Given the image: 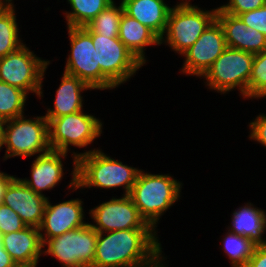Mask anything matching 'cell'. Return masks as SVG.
Wrapping results in <instances>:
<instances>
[{
	"instance_id": "6da1fadb",
	"label": "cell",
	"mask_w": 266,
	"mask_h": 267,
	"mask_svg": "<svg viewBox=\"0 0 266 267\" xmlns=\"http://www.w3.org/2000/svg\"><path fill=\"white\" fill-rule=\"evenodd\" d=\"M156 232L153 228L97 232L92 267H136L151 261L163 249Z\"/></svg>"
},
{
	"instance_id": "7a4b0ae2",
	"label": "cell",
	"mask_w": 266,
	"mask_h": 267,
	"mask_svg": "<svg viewBox=\"0 0 266 267\" xmlns=\"http://www.w3.org/2000/svg\"><path fill=\"white\" fill-rule=\"evenodd\" d=\"M73 158L72 180L68 188L111 189L124 187V194L129 195L141 169L123 164L121 161L102 152V149L75 153Z\"/></svg>"
},
{
	"instance_id": "3957f363",
	"label": "cell",
	"mask_w": 266,
	"mask_h": 267,
	"mask_svg": "<svg viewBox=\"0 0 266 267\" xmlns=\"http://www.w3.org/2000/svg\"><path fill=\"white\" fill-rule=\"evenodd\" d=\"M140 170L129 196L141 217L154 230L164 212L180 198L183 184L169 174H150Z\"/></svg>"
},
{
	"instance_id": "277c9868",
	"label": "cell",
	"mask_w": 266,
	"mask_h": 267,
	"mask_svg": "<svg viewBox=\"0 0 266 267\" xmlns=\"http://www.w3.org/2000/svg\"><path fill=\"white\" fill-rule=\"evenodd\" d=\"M216 15L217 8L204 11L197 5H192L190 1H181L173 6L169 13L167 27L163 37L160 38V44L165 43L182 55L216 20Z\"/></svg>"
},
{
	"instance_id": "5b68a950",
	"label": "cell",
	"mask_w": 266,
	"mask_h": 267,
	"mask_svg": "<svg viewBox=\"0 0 266 267\" xmlns=\"http://www.w3.org/2000/svg\"><path fill=\"white\" fill-rule=\"evenodd\" d=\"M4 145L6 152L3 160L16 156L27 158L50 151L48 120L44 116L26 119L22 115L5 121Z\"/></svg>"
},
{
	"instance_id": "8992f818",
	"label": "cell",
	"mask_w": 266,
	"mask_h": 267,
	"mask_svg": "<svg viewBox=\"0 0 266 267\" xmlns=\"http://www.w3.org/2000/svg\"><path fill=\"white\" fill-rule=\"evenodd\" d=\"M254 56L253 53L227 47L202 76L207 87L221 94L238 88L243 98L249 99Z\"/></svg>"
},
{
	"instance_id": "52a82bcc",
	"label": "cell",
	"mask_w": 266,
	"mask_h": 267,
	"mask_svg": "<svg viewBox=\"0 0 266 267\" xmlns=\"http://www.w3.org/2000/svg\"><path fill=\"white\" fill-rule=\"evenodd\" d=\"M71 50L64 72L75 76L93 90L114 89L116 86L101 72L99 53L92 42V36L83 27H67Z\"/></svg>"
},
{
	"instance_id": "ba28073f",
	"label": "cell",
	"mask_w": 266,
	"mask_h": 267,
	"mask_svg": "<svg viewBox=\"0 0 266 267\" xmlns=\"http://www.w3.org/2000/svg\"><path fill=\"white\" fill-rule=\"evenodd\" d=\"M50 64L48 60L37 57L23 44L16 51L0 58V81L13 87L43 97L42 80Z\"/></svg>"
},
{
	"instance_id": "9c48e42d",
	"label": "cell",
	"mask_w": 266,
	"mask_h": 267,
	"mask_svg": "<svg viewBox=\"0 0 266 267\" xmlns=\"http://www.w3.org/2000/svg\"><path fill=\"white\" fill-rule=\"evenodd\" d=\"M103 123L83 110L53 118L49 122V144L51 150L68 153L69 146L83 148L102 134Z\"/></svg>"
},
{
	"instance_id": "30bf717a",
	"label": "cell",
	"mask_w": 266,
	"mask_h": 267,
	"mask_svg": "<svg viewBox=\"0 0 266 267\" xmlns=\"http://www.w3.org/2000/svg\"><path fill=\"white\" fill-rule=\"evenodd\" d=\"M97 244V231L88 223L43 243L42 254L52 255L63 267H92Z\"/></svg>"
},
{
	"instance_id": "8fae6325",
	"label": "cell",
	"mask_w": 266,
	"mask_h": 267,
	"mask_svg": "<svg viewBox=\"0 0 266 267\" xmlns=\"http://www.w3.org/2000/svg\"><path fill=\"white\" fill-rule=\"evenodd\" d=\"M97 54L101 72L116 86L128 81L143 64L132 55L118 37L109 38L88 32Z\"/></svg>"
},
{
	"instance_id": "7c38bea8",
	"label": "cell",
	"mask_w": 266,
	"mask_h": 267,
	"mask_svg": "<svg viewBox=\"0 0 266 267\" xmlns=\"http://www.w3.org/2000/svg\"><path fill=\"white\" fill-rule=\"evenodd\" d=\"M89 211L91 219L96 223L90 225L97 232L152 228L141 217L129 195H122L121 198L113 197Z\"/></svg>"
},
{
	"instance_id": "4fadbf2b",
	"label": "cell",
	"mask_w": 266,
	"mask_h": 267,
	"mask_svg": "<svg viewBox=\"0 0 266 267\" xmlns=\"http://www.w3.org/2000/svg\"><path fill=\"white\" fill-rule=\"evenodd\" d=\"M226 48L223 29L215 20L200 35L199 39L182 54L185 61L181 72L202 77Z\"/></svg>"
},
{
	"instance_id": "5bb4252c",
	"label": "cell",
	"mask_w": 266,
	"mask_h": 267,
	"mask_svg": "<svg viewBox=\"0 0 266 267\" xmlns=\"http://www.w3.org/2000/svg\"><path fill=\"white\" fill-rule=\"evenodd\" d=\"M82 205L83 201L79 198L59 202L56 205H52L48 198L42 222L38 227L42 244L47 239L87 225L88 222H84L85 213Z\"/></svg>"
},
{
	"instance_id": "9a60e30c",
	"label": "cell",
	"mask_w": 266,
	"mask_h": 267,
	"mask_svg": "<svg viewBox=\"0 0 266 267\" xmlns=\"http://www.w3.org/2000/svg\"><path fill=\"white\" fill-rule=\"evenodd\" d=\"M48 197L35 193L21 178H15L8 186L3 204L13 209L27 226L39 227Z\"/></svg>"
},
{
	"instance_id": "2e32d148",
	"label": "cell",
	"mask_w": 266,
	"mask_h": 267,
	"mask_svg": "<svg viewBox=\"0 0 266 267\" xmlns=\"http://www.w3.org/2000/svg\"><path fill=\"white\" fill-rule=\"evenodd\" d=\"M216 20L223 29L227 47L253 54L266 49V36L247 26L239 16L227 14L218 7Z\"/></svg>"
},
{
	"instance_id": "e0dca14e",
	"label": "cell",
	"mask_w": 266,
	"mask_h": 267,
	"mask_svg": "<svg viewBox=\"0 0 266 267\" xmlns=\"http://www.w3.org/2000/svg\"><path fill=\"white\" fill-rule=\"evenodd\" d=\"M4 249L18 267H37L43 244L37 227L26 226L20 231L1 235Z\"/></svg>"
},
{
	"instance_id": "ac0fdd59",
	"label": "cell",
	"mask_w": 266,
	"mask_h": 267,
	"mask_svg": "<svg viewBox=\"0 0 266 267\" xmlns=\"http://www.w3.org/2000/svg\"><path fill=\"white\" fill-rule=\"evenodd\" d=\"M67 153L50 150L36 156L31 167V179H21L35 193L44 195L42 191L54 188L62 179L63 163ZM63 158V159H62Z\"/></svg>"
},
{
	"instance_id": "d6986e66",
	"label": "cell",
	"mask_w": 266,
	"mask_h": 267,
	"mask_svg": "<svg viewBox=\"0 0 266 267\" xmlns=\"http://www.w3.org/2000/svg\"><path fill=\"white\" fill-rule=\"evenodd\" d=\"M124 13L151 29L159 38L167 27L169 7L164 0H121Z\"/></svg>"
},
{
	"instance_id": "ffe728a7",
	"label": "cell",
	"mask_w": 266,
	"mask_h": 267,
	"mask_svg": "<svg viewBox=\"0 0 266 267\" xmlns=\"http://www.w3.org/2000/svg\"><path fill=\"white\" fill-rule=\"evenodd\" d=\"M93 90L89 85L79 78L63 73L61 83L56 91L54 99V108H48L44 117L48 123L53 118L73 114L83 110V97L81 92Z\"/></svg>"
},
{
	"instance_id": "44dd1931",
	"label": "cell",
	"mask_w": 266,
	"mask_h": 267,
	"mask_svg": "<svg viewBox=\"0 0 266 267\" xmlns=\"http://www.w3.org/2000/svg\"><path fill=\"white\" fill-rule=\"evenodd\" d=\"M118 38L143 65L146 63L145 47L161 45L160 38L151 29L124 12L120 19Z\"/></svg>"
},
{
	"instance_id": "7402d4cb",
	"label": "cell",
	"mask_w": 266,
	"mask_h": 267,
	"mask_svg": "<svg viewBox=\"0 0 266 267\" xmlns=\"http://www.w3.org/2000/svg\"><path fill=\"white\" fill-rule=\"evenodd\" d=\"M230 232L247 237L254 245H266V211L250 202L232 213Z\"/></svg>"
},
{
	"instance_id": "603a6c76",
	"label": "cell",
	"mask_w": 266,
	"mask_h": 267,
	"mask_svg": "<svg viewBox=\"0 0 266 267\" xmlns=\"http://www.w3.org/2000/svg\"><path fill=\"white\" fill-rule=\"evenodd\" d=\"M114 0H67L71 11L66 12L67 27H85Z\"/></svg>"
},
{
	"instance_id": "cb8c5ba5",
	"label": "cell",
	"mask_w": 266,
	"mask_h": 267,
	"mask_svg": "<svg viewBox=\"0 0 266 267\" xmlns=\"http://www.w3.org/2000/svg\"><path fill=\"white\" fill-rule=\"evenodd\" d=\"M15 8L7 6L0 13V58L16 51L24 43L19 38Z\"/></svg>"
},
{
	"instance_id": "d4e9b609",
	"label": "cell",
	"mask_w": 266,
	"mask_h": 267,
	"mask_svg": "<svg viewBox=\"0 0 266 267\" xmlns=\"http://www.w3.org/2000/svg\"><path fill=\"white\" fill-rule=\"evenodd\" d=\"M123 12L122 4L120 3L117 6L113 1L83 28L87 32L109 36V38L118 37L119 24Z\"/></svg>"
},
{
	"instance_id": "484cf974",
	"label": "cell",
	"mask_w": 266,
	"mask_h": 267,
	"mask_svg": "<svg viewBox=\"0 0 266 267\" xmlns=\"http://www.w3.org/2000/svg\"><path fill=\"white\" fill-rule=\"evenodd\" d=\"M28 93L0 81V119L4 121L22 116Z\"/></svg>"
},
{
	"instance_id": "4316f807",
	"label": "cell",
	"mask_w": 266,
	"mask_h": 267,
	"mask_svg": "<svg viewBox=\"0 0 266 267\" xmlns=\"http://www.w3.org/2000/svg\"><path fill=\"white\" fill-rule=\"evenodd\" d=\"M224 236L223 250L227 254L232 267H245L252 256L254 245L247 237L237 235L228 230Z\"/></svg>"
},
{
	"instance_id": "83f0119b",
	"label": "cell",
	"mask_w": 266,
	"mask_h": 267,
	"mask_svg": "<svg viewBox=\"0 0 266 267\" xmlns=\"http://www.w3.org/2000/svg\"><path fill=\"white\" fill-rule=\"evenodd\" d=\"M249 98H266V49L254 56L249 78Z\"/></svg>"
},
{
	"instance_id": "f1b7e54d",
	"label": "cell",
	"mask_w": 266,
	"mask_h": 267,
	"mask_svg": "<svg viewBox=\"0 0 266 267\" xmlns=\"http://www.w3.org/2000/svg\"><path fill=\"white\" fill-rule=\"evenodd\" d=\"M26 226L13 209L3 203L0 204V235L20 231Z\"/></svg>"
},
{
	"instance_id": "f546056e",
	"label": "cell",
	"mask_w": 266,
	"mask_h": 267,
	"mask_svg": "<svg viewBox=\"0 0 266 267\" xmlns=\"http://www.w3.org/2000/svg\"><path fill=\"white\" fill-rule=\"evenodd\" d=\"M265 4L266 0H229L228 4L219 8L227 14L238 16L241 13L258 9Z\"/></svg>"
},
{
	"instance_id": "4dcf8cb0",
	"label": "cell",
	"mask_w": 266,
	"mask_h": 267,
	"mask_svg": "<svg viewBox=\"0 0 266 267\" xmlns=\"http://www.w3.org/2000/svg\"><path fill=\"white\" fill-rule=\"evenodd\" d=\"M247 25L266 36V4L262 7L238 15Z\"/></svg>"
},
{
	"instance_id": "1f68e13d",
	"label": "cell",
	"mask_w": 266,
	"mask_h": 267,
	"mask_svg": "<svg viewBox=\"0 0 266 267\" xmlns=\"http://www.w3.org/2000/svg\"><path fill=\"white\" fill-rule=\"evenodd\" d=\"M249 138L266 147V114H259L249 123Z\"/></svg>"
},
{
	"instance_id": "d6a6232c",
	"label": "cell",
	"mask_w": 266,
	"mask_h": 267,
	"mask_svg": "<svg viewBox=\"0 0 266 267\" xmlns=\"http://www.w3.org/2000/svg\"><path fill=\"white\" fill-rule=\"evenodd\" d=\"M245 267H266V245L255 246Z\"/></svg>"
},
{
	"instance_id": "836d02e7",
	"label": "cell",
	"mask_w": 266,
	"mask_h": 267,
	"mask_svg": "<svg viewBox=\"0 0 266 267\" xmlns=\"http://www.w3.org/2000/svg\"><path fill=\"white\" fill-rule=\"evenodd\" d=\"M0 267H18L9 253L4 249L0 235Z\"/></svg>"
},
{
	"instance_id": "e575fe53",
	"label": "cell",
	"mask_w": 266,
	"mask_h": 267,
	"mask_svg": "<svg viewBox=\"0 0 266 267\" xmlns=\"http://www.w3.org/2000/svg\"><path fill=\"white\" fill-rule=\"evenodd\" d=\"M16 177L8 175L4 172L0 173V204L3 203L4 194L9 186V184L15 179Z\"/></svg>"
},
{
	"instance_id": "d590c367",
	"label": "cell",
	"mask_w": 266,
	"mask_h": 267,
	"mask_svg": "<svg viewBox=\"0 0 266 267\" xmlns=\"http://www.w3.org/2000/svg\"><path fill=\"white\" fill-rule=\"evenodd\" d=\"M162 252L163 251L161 250L151 261L136 267H162L164 265L163 263H165V258L162 256Z\"/></svg>"
},
{
	"instance_id": "8d00e7d4",
	"label": "cell",
	"mask_w": 266,
	"mask_h": 267,
	"mask_svg": "<svg viewBox=\"0 0 266 267\" xmlns=\"http://www.w3.org/2000/svg\"><path fill=\"white\" fill-rule=\"evenodd\" d=\"M4 124L5 121L0 119V149L3 147Z\"/></svg>"
},
{
	"instance_id": "74e56055",
	"label": "cell",
	"mask_w": 266,
	"mask_h": 267,
	"mask_svg": "<svg viewBox=\"0 0 266 267\" xmlns=\"http://www.w3.org/2000/svg\"><path fill=\"white\" fill-rule=\"evenodd\" d=\"M8 5L4 2V0H0V13L7 7Z\"/></svg>"
},
{
	"instance_id": "f35d334b",
	"label": "cell",
	"mask_w": 266,
	"mask_h": 267,
	"mask_svg": "<svg viewBox=\"0 0 266 267\" xmlns=\"http://www.w3.org/2000/svg\"><path fill=\"white\" fill-rule=\"evenodd\" d=\"M11 1H13V0H4V2H5L9 7L15 8L13 2H11Z\"/></svg>"
}]
</instances>
